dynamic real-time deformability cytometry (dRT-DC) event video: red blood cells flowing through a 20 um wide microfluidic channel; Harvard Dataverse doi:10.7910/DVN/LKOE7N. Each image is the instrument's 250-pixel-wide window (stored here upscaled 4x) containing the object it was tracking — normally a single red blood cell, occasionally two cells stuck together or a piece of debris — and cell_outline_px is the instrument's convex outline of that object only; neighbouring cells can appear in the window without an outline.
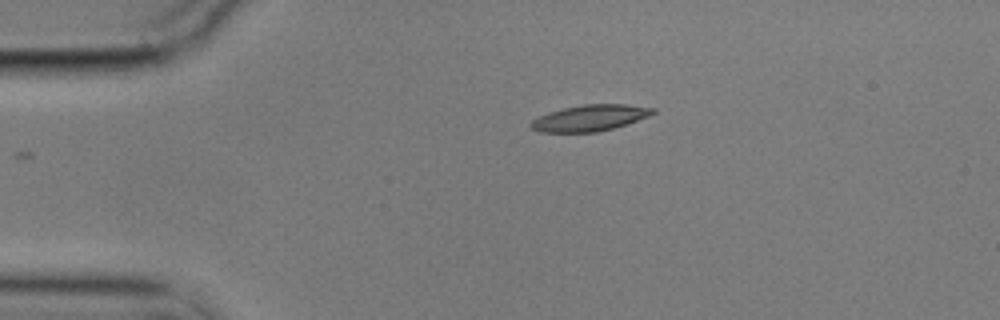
{"species": "common noctule bat (a hibernating species)", "species_latin": "Nyctalus noctula", "temperature_condition": "cold", "stored_images_in_passage": 35, "camera_frame_rate_fps": 3000, "um_per_image_px": 0.085, "animal": {"sex": "male", "body_mass_g": 17.9}, "frame": {"image": 1, "passage_image": 1, "time_ms": 0.0, "image_size_px": [1000, 320], "cell_outline_px": [[656, 112], [648, 116], [612, 128], [596, 132], [540, 132], [532, 128], [528, 124], [532, 120], [548, 112], [564, 108], [584, 104], [628, 104], [656, 108]], "centroid_in_image_um": [50.13, 10.01], "position_along_channel_um": 34.9, "area_um2": 18.44}}
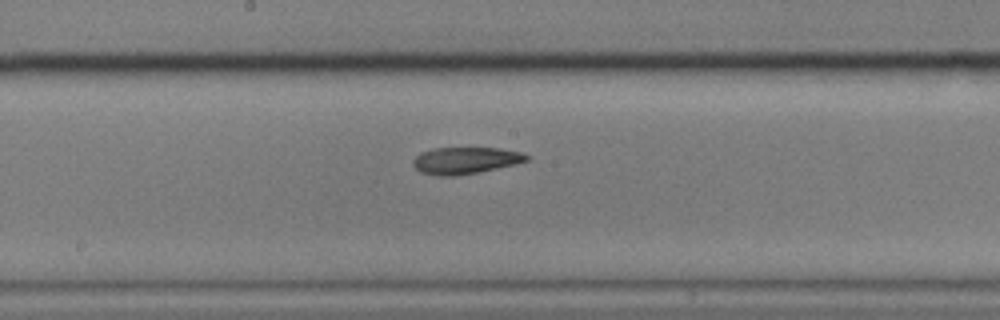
{"frame": {"image": 2, "passage_image": 19, "time_ms": 6.0, "image_size_px": [1000, 320], "cell_outline_px": [[528, 160], [516, 164], [456, 176], [436, 176], [420, 172], [412, 164], [412, 160], [420, 152], [432, 148], [500, 148], [524, 152], [528, 156]], "centroid_in_image_um": [39.53, 13.63], "position_along_channel_um": 208.7, "area_um2": 17.8}}
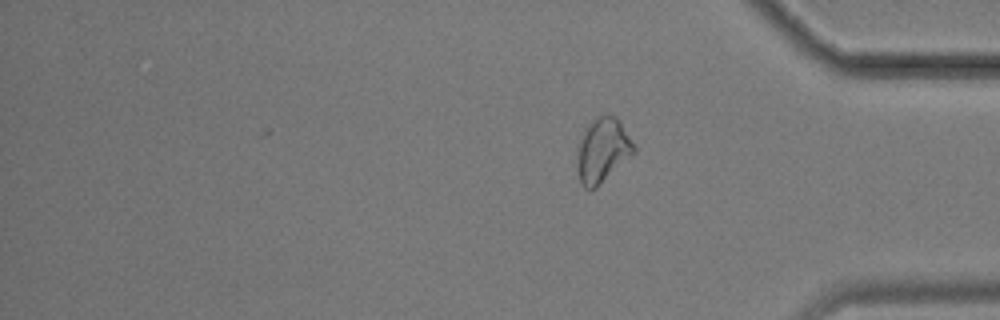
{"frame": {"image": 3, "passage_image": 35, "time_ms": 11.333, "image_size_px": [1000, 320], "cell_outline_px": [[636, 152], [596, 188], [584, 188], [580, 184], [576, 164], [580, 140], [584, 128], [596, 116], [604, 112], [616, 116], [620, 120], [636, 148]], "centroid_in_image_um": [51.22, 12.74], "position_along_channel_um": 384.0, "area_um2": 21.62}, "authors_computed_cell_mechanics": {"area_um2": 18.3226, "velocity_mm_per_s": 3.5259, "shape_relaxation_time_tau1_ms": null, "shape_relaxation_time_tau2_ms": 5.3006, "deformation_change_tau1": null, "deformation_change_tau2": 0.1226}}